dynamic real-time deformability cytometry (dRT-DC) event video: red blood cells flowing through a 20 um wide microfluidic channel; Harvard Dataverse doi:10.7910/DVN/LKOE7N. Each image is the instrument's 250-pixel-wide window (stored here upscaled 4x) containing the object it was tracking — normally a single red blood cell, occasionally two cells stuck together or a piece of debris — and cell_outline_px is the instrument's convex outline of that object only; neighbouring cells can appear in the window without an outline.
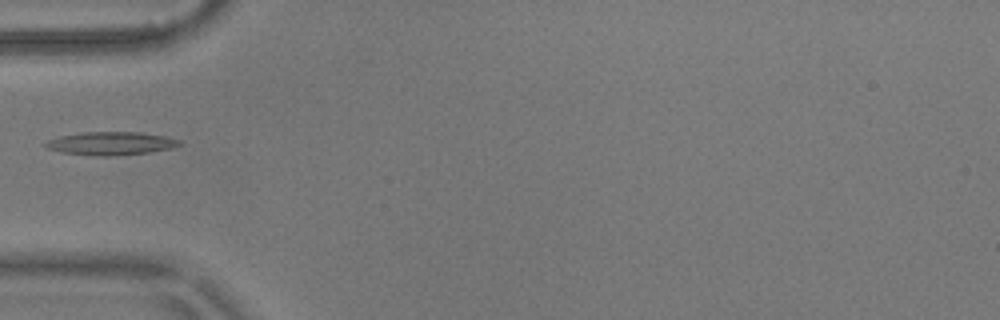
{"species": "common noctule bat (a hibernating species)", "species_latin": "Nyctalus noctula", "temperature_condition": "warm", "stored_images_in_passage": 6, "camera_frame_rate_fps": 3000, "um_per_image_px": 0.085, "animal": {"sex": "male", "body_mass_g": 17.9}, "frame": {"image": 1, "passage_image": 5, "time_ms": 1.333, "image_size_px": [1000, 320], "cell_outline_px": [[184, 144], [168, 148], [148, 152], [108, 156], [100, 156], [60, 152], [48, 148], [44, 144], [48, 140], [60, 136], [80, 132], [140, 132], [164, 136], [180, 140]], "centroid_in_image_um": [9.41, 12.18], "position_along_channel_um": 75.6, "area_um2": 17.86}}